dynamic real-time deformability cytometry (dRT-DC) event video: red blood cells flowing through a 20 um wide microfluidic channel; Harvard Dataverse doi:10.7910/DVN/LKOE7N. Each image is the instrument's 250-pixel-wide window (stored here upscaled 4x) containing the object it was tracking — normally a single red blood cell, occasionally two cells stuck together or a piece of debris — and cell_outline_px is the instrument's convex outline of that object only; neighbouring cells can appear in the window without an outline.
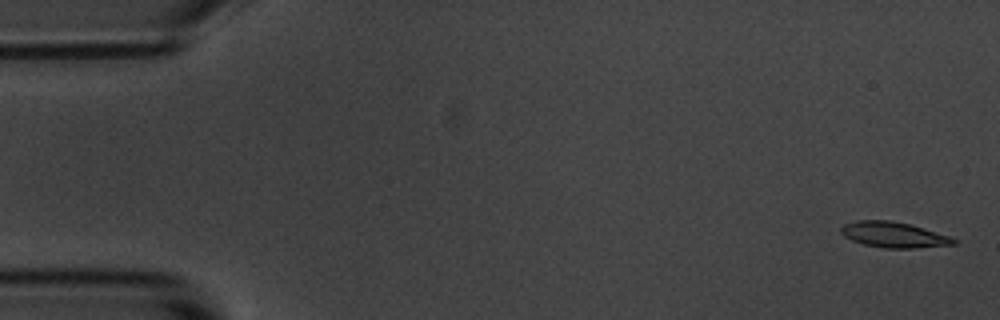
{"species": "common noctule bat (a hibernating species)", "species_latin": "Nyctalus noctula", "temperature_condition": "room temperature", "stored_images_in_passage": 6, "camera_frame_rate_fps": 3000, "um_per_image_px": 0.085, "animal": {"sex": "male", "body_mass_g": 20.1, "forearm_length_mm": 53.5}, "frame": {"image": 1, "passage_image": 1, "time_ms": 0.0, "image_size_px": [1000, 320], "cell_outline_px": [[960, 240], [956, 244], [916, 248], [884, 248], [864, 244], [852, 240], [844, 236], [840, 232], [840, 228], [844, 224], [856, 220], [892, 220], [912, 224]], "centroid_in_image_um": [75.97, 19.94], "position_along_channel_um": 9.0, "area_um2": 16.94}}
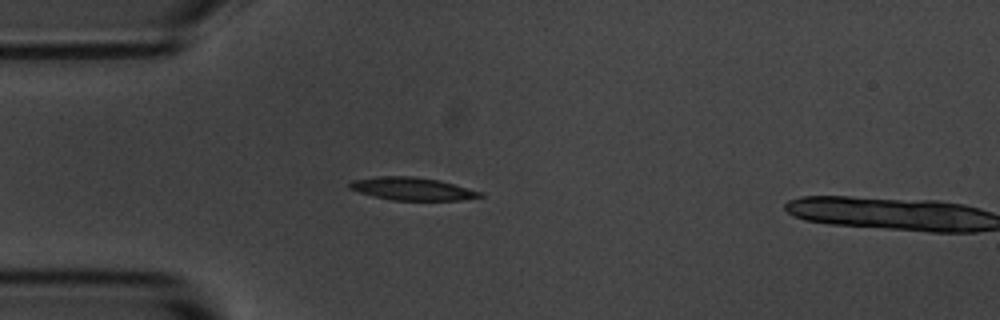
{"frame": {"image": 2, "passage_image": 5, "time_ms": 4.333, "image_size_px": [1000, 320], "cell_outline_px": [[484, 196], [460, 200], [392, 200], [360, 192], [348, 188], [348, 180], [376, 176], [412, 176], [440, 180], [484, 192]], "centroid_in_image_um": [35.03, 16.03], "position_along_channel_um": 50.0, "area_um2": 17.46}}